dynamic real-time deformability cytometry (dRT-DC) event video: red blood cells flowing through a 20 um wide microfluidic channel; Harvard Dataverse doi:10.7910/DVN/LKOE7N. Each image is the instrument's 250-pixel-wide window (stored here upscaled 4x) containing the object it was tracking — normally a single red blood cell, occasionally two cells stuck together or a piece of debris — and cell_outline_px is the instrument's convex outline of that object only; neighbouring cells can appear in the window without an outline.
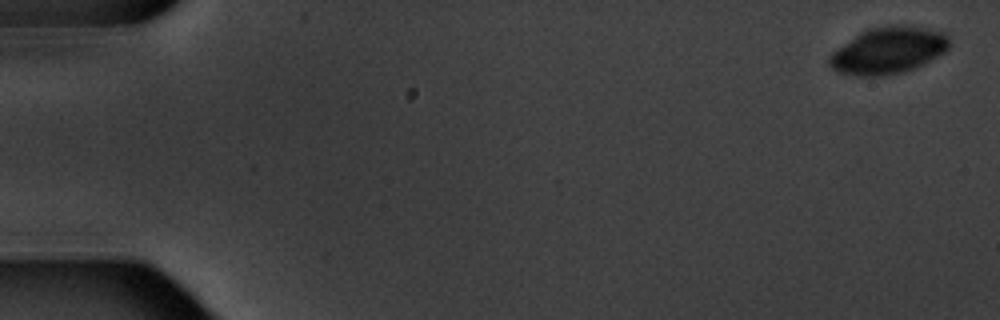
{"species": "common noctule bat (a hibernating species)", "species_latin": "Nyctalus noctula", "temperature_condition": "warm", "stored_images_in_passage": 4, "camera_frame_rate_fps": 3000, "um_per_image_px": 0.085, "animal": {"sex": "male", "body_mass_g": 20.1, "forearm_length_mm": 53.5}, "frame": {"image": 1, "passage_image": 1, "time_ms": 0.0, "image_size_px": [1000, 320], "cell_outline_px": [[952, 44], [944, 52], [924, 64], [900, 72], [880, 76], [860, 76], [836, 72], [828, 64], [828, 56], [836, 48], [856, 36], [872, 28], [920, 28], [944, 32], [948, 36]], "centroid_in_image_um": [75.48, 4.35], "position_along_channel_um": 9.5, "area_um2": 31.56}}